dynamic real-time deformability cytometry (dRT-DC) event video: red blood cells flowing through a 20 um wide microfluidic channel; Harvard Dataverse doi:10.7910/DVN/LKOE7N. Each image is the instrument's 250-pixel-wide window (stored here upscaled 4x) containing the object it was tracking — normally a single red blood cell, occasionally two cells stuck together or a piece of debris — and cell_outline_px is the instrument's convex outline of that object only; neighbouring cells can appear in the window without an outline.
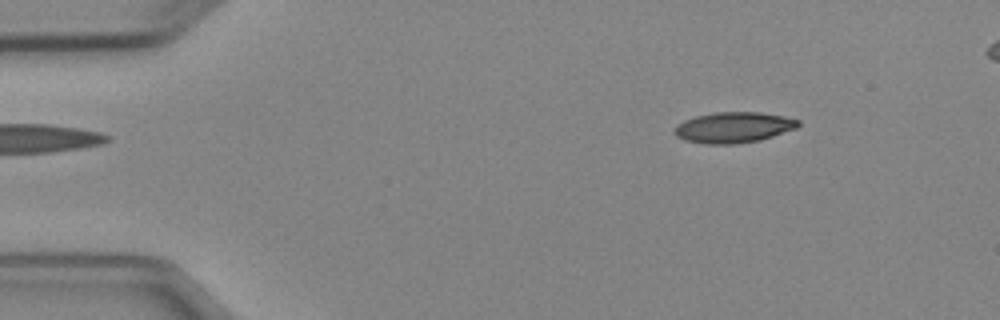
{"species": "Egyptian fruit bat (a non-hibernating species)", "species_latin": "Rousettus aegyptiacus", "temperature_condition": "cold", "stored_images_in_passage": 6, "camera_frame_rate_fps": 3000, "um_per_image_px": 0.085, "animal": {"sex": "female"}, "frame": {"image": 1, "passage_image": 1, "time_ms": 0.0, "image_size_px": [1000, 320], "cell_outline_px": [[800, 124], [796, 128], [760, 140], [732, 144], [704, 144], [684, 140], [676, 136], [672, 132], [676, 124], [684, 120], [696, 116], [712, 112], [760, 112], [784, 116], [800, 120]], "centroid_in_image_um": [62.31, 10.83], "position_along_channel_um": 22.7, "area_um2": 22.31}}